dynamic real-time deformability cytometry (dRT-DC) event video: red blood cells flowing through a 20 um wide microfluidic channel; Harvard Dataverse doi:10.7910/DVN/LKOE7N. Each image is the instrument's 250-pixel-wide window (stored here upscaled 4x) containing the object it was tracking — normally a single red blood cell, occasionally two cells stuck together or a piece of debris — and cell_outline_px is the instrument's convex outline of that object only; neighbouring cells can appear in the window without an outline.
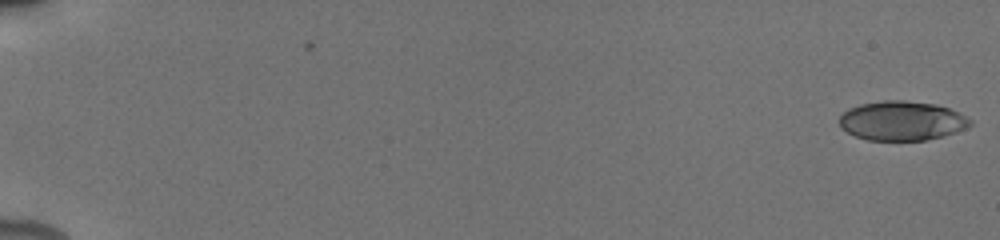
{"species": "human", "species_latin": "Homo sapiens", "temperature_condition": "cold", "stored_images_in_passage": 13, "camera_frame_rate_fps": 3000, "um_per_image_px": 0.085, "donor": {"sex": "male"}, "frame": {"image": 1, "passage_image": 1, "time_ms": 0.0, "image_size_px": [1000, 240], "cell_outline_px": [[972, 124], [956, 132], [944, 136], [924, 140], [868, 140], [856, 136], [840, 128], [840, 116], [848, 108], [860, 104], [884, 100], [904, 100], [936, 104], [948, 108], [972, 120]], "centroid_in_image_um": [76.64, 10.26], "position_along_channel_um": 8.4, "area_um2": 29.88}}
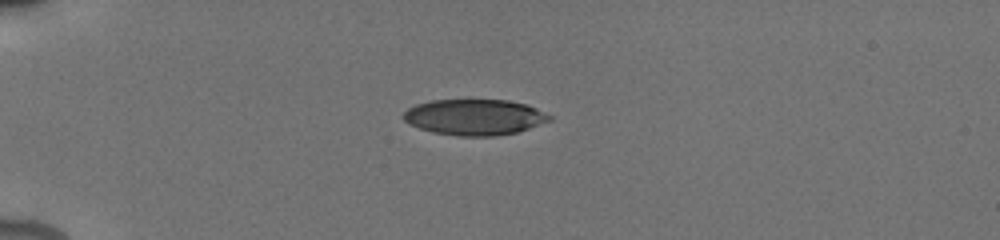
{"frame": {"image": 2, "passage_image": 10, "time_ms": 5.0, "image_size_px": [1000, 240], "cell_outline_px": [[552, 120], [516, 132], [496, 136], [460, 136], [432, 132], [408, 124], [404, 120], [404, 112], [408, 108], [416, 104], [432, 100], [508, 100], [528, 104], [552, 116]], "centroid_in_image_um": [40.34, 9.95], "position_along_channel_um": 44.7, "area_um2": 30.52}}
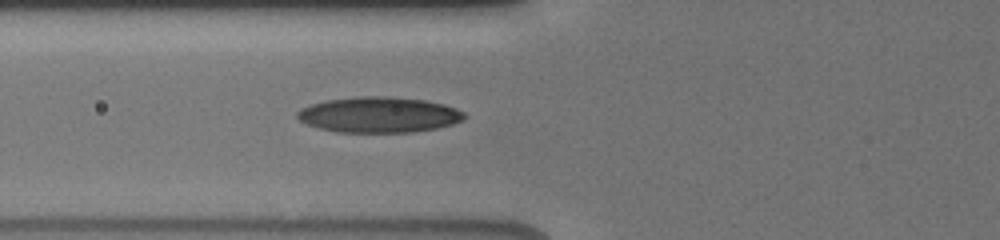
{"frame": {"image": 3, "passage_image": 13, "time_ms": 7.333, "image_size_px": [1000, 240], "cell_outline_px": [[468, 116], [464, 120], [452, 124], [436, 128], [412, 132], [336, 132], [320, 128], [308, 124], [300, 120], [296, 116], [296, 112], [300, 108], [312, 104], [328, 100], [356, 96], [384, 96], [424, 100], [444, 104], [456, 108], [464, 112]], "centroid_in_image_um": [32.23, 9.75], "position_along_channel_um": 93.6, "area_um2": 34.68}}